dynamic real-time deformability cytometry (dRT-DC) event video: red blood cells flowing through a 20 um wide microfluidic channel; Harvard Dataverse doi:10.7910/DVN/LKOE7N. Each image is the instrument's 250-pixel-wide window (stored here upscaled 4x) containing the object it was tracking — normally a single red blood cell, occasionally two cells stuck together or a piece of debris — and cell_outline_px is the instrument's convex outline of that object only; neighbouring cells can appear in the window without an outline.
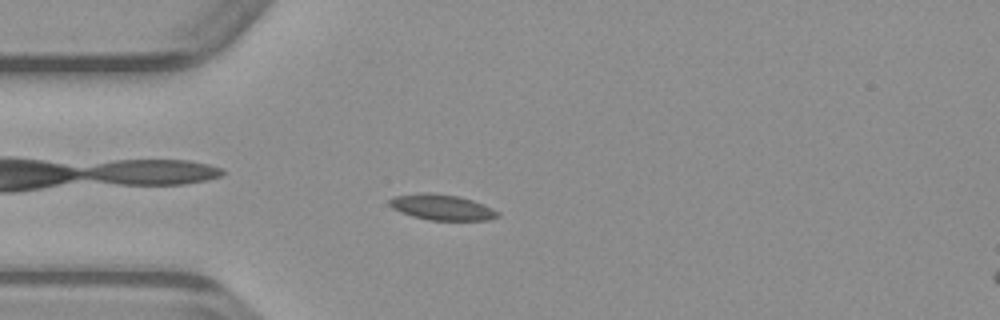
{"species": "common noctule bat (a hibernating species)", "species_latin": "Nyctalus noctula", "temperature_condition": "warm", "stored_images_in_passage": 48, "camera_frame_rate_fps": 3000, "um_per_image_px": 0.085, "animal": {"sex": "male", "body_mass_g": 23.1, "forearm_length_mm": 52.7}, "frame": {"image": 1, "passage_image": 12, "time_ms": 3.667, "image_size_px": [1000, 320], "cell_outline_px": [[500, 216], [488, 220], [428, 220], [412, 216], [400, 212], [392, 208], [388, 204], [388, 200], [392, 196], [420, 192], [428, 192], [460, 196], [472, 200], [492, 208], [500, 212]], "centroid_in_image_um": [37.52, 17.61], "position_along_channel_um": 47.5, "area_um2": 16.42}}
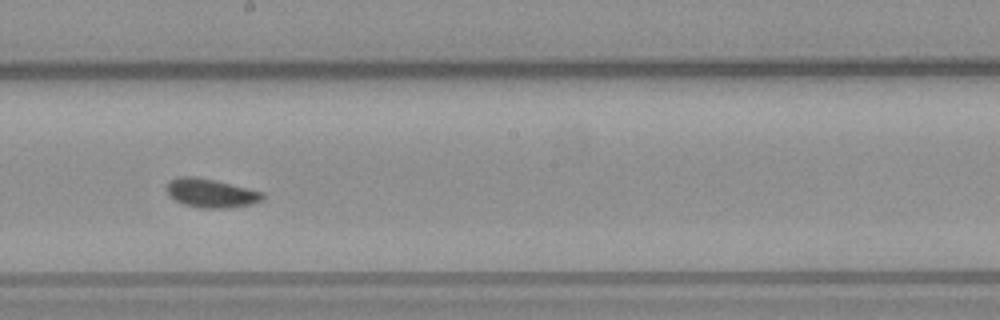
{"frame": {"image": 2, "passage_image": 26, "time_ms": 8.333, "image_size_px": [1000, 320], "cell_outline_px": [[264, 196], [260, 200], [252, 204], [228, 208], [204, 208], [184, 204], [176, 200], [168, 192], [168, 184], [172, 180], [180, 176], [196, 176], [264, 192]], "centroid_in_image_um": [17.96, 16.42], "position_along_channel_um": 230.2, "area_um2": 15.66}}
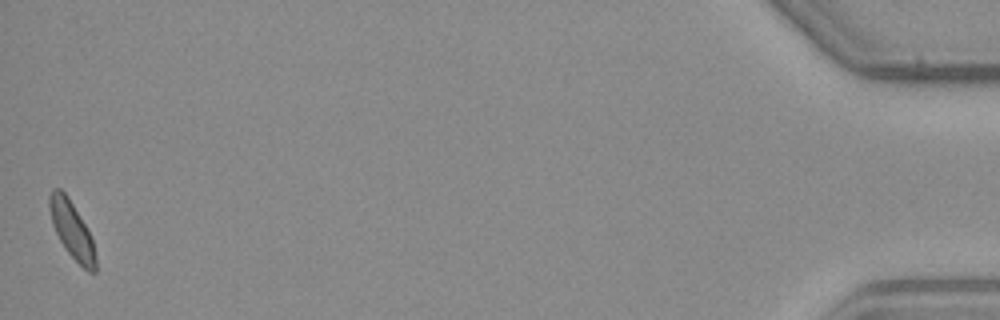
{"frame": {"image": 3, "passage_image": 48, "time_ms": 15.667, "image_size_px": [1000, 320], "cell_outline_px": [[96, 272], [88, 272], [68, 252], [60, 240], [52, 224], [48, 208], [48, 196], [52, 188], [60, 188], [68, 196], [84, 224], [92, 240], [96, 256]], "centroid_in_image_um": [6.08, 19.51], "position_along_channel_um": 429.1, "area_um2": 15.09}}